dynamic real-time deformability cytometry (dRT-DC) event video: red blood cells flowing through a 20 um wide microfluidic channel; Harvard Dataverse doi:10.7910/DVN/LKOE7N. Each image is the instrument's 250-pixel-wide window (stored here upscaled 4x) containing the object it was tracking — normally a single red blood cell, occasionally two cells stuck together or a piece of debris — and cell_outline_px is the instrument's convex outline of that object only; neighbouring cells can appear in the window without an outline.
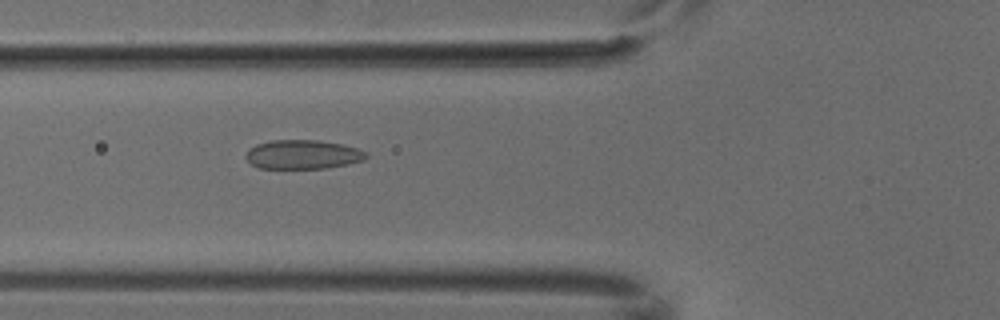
{"species": "common noctule bat (a hibernating species)", "species_latin": "Nyctalus noctula", "temperature_condition": "cold", "stored_images_in_passage": 5, "camera_frame_rate_fps": 3000, "um_per_image_px": 0.085, "animal": {"sex": "male", "body_mass_g": 18.8}, "frame": {"image": 1, "passage_image": 5, "time_ms": 1.333, "image_size_px": [1000, 320], "cell_outline_px": [[368, 156], [364, 160], [348, 164], [328, 168], [260, 168], [252, 164], [244, 156], [248, 148], [256, 144], [272, 140], [316, 140], [340, 144], [356, 148], [368, 152]], "centroid_in_image_um": [25.73, 13.13], "position_along_channel_um": 100.1, "area_um2": 20.4}}